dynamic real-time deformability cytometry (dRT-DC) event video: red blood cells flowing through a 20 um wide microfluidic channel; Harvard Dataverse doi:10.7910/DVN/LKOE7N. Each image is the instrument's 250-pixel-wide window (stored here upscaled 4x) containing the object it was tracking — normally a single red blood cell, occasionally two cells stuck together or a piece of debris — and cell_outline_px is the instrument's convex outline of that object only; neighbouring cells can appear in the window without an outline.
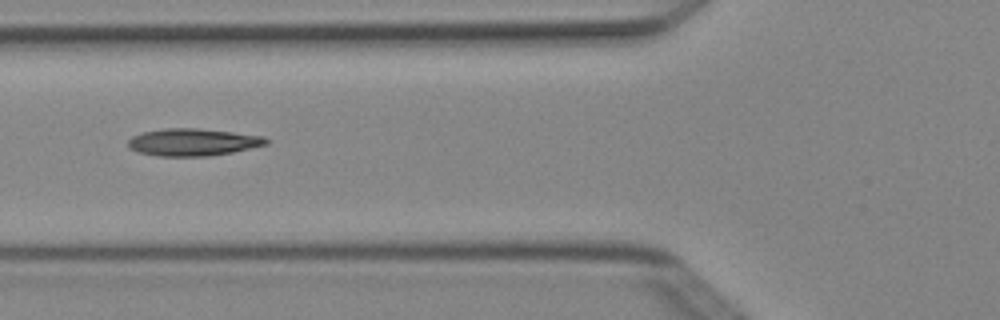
{"species": "Egyptian fruit bat (a non-hibernating species)", "species_latin": "Rousettus aegyptiacus", "temperature_condition": "cold", "stored_images_in_passage": 2, "camera_frame_rate_fps": 3000, "um_per_image_px": 0.085, "animal": {"sex": "female"}, "frame": {"image": 1, "passage_image": 2, "time_ms": 0.333, "image_size_px": [1000, 320], "cell_outline_px": [[268, 144], [232, 152], [208, 156], [160, 156], [136, 152], [128, 144], [128, 140], [132, 136], [144, 132], [164, 128], [196, 128], [232, 132], [264, 136], [268, 140]], "centroid_in_image_um": [16.39, 12.08], "position_along_channel_um": 109.4, "area_um2": 21.79}}